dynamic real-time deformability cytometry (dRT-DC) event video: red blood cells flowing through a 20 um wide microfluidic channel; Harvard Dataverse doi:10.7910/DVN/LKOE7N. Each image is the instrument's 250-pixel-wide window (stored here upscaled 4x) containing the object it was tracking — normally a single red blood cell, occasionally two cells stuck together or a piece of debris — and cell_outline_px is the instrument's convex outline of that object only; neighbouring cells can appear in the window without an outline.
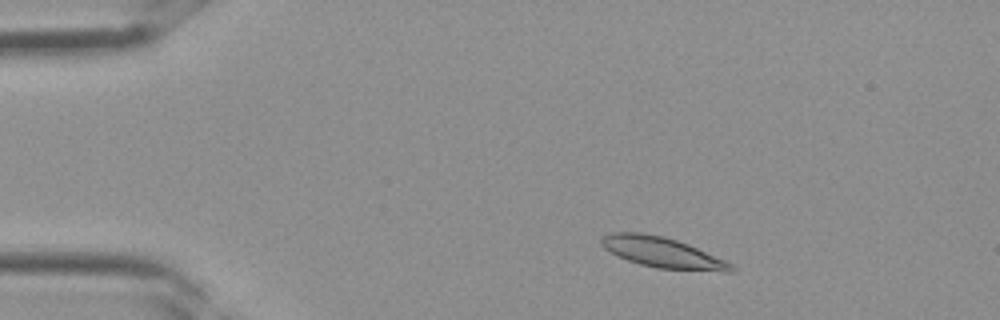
{"species": "Egyptian fruit bat (a non-hibernating species)", "species_latin": "Rousettus aegyptiacus", "temperature_condition": "room temperature", "stored_images_in_passage": 3, "camera_frame_rate_fps": 3000, "um_per_image_px": 0.085, "frame": {"image": 1, "passage_image": 2, "time_ms": 0.333, "image_size_px": [1000, 320], "cell_outline_px": [[736, 272], [724, 272], [656, 268], [640, 264], [628, 260], [604, 248], [600, 244], [600, 240], [604, 236], [612, 232], [640, 232], [664, 236], [688, 244], [724, 260], [732, 264], [736, 268]], "centroid_in_image_um": [56.33, 21.47], "position_along_channel_um": 28.7, "area_um2": 22.95}}